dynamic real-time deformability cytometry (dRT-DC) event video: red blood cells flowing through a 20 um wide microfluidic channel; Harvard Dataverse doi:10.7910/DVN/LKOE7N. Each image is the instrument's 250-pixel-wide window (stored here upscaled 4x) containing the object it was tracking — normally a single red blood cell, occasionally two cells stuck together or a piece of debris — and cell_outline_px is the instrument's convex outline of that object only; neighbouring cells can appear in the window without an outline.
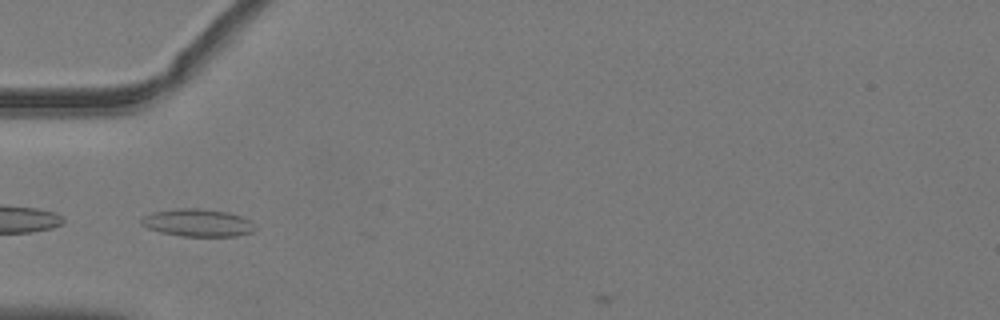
{"species": "common noctule bat (a hibernating species)", "species_latin": "Nyctalus noctula", "temperature_condition": "warm", "stored_images_in_passage": 13, "camera_frame_rate_fps": 3000, "um_per_image_px": 0.085, "animal": {"sex": "male", "body_mass_g": 19.2, "forearm_length_mm": 51.8}, "frame": {"image": 1, "passage_image": 10, "time_ms": 3.0, "image_size_px": [1000, 320], "cell_outline_px": [[256, 228], [252, 232], [236, 236], [180, 236], [160, 232], [148, 228], [140, 224], [140, 220], [144, 216], [152, 212], [176, 208], [200, 208], [228, 212], [240, 216], [248, 220]], "centroid_in_image_um": [16.76, 18.93], "position_along_channel_um": 68.2, "area_um2": 18.26}}